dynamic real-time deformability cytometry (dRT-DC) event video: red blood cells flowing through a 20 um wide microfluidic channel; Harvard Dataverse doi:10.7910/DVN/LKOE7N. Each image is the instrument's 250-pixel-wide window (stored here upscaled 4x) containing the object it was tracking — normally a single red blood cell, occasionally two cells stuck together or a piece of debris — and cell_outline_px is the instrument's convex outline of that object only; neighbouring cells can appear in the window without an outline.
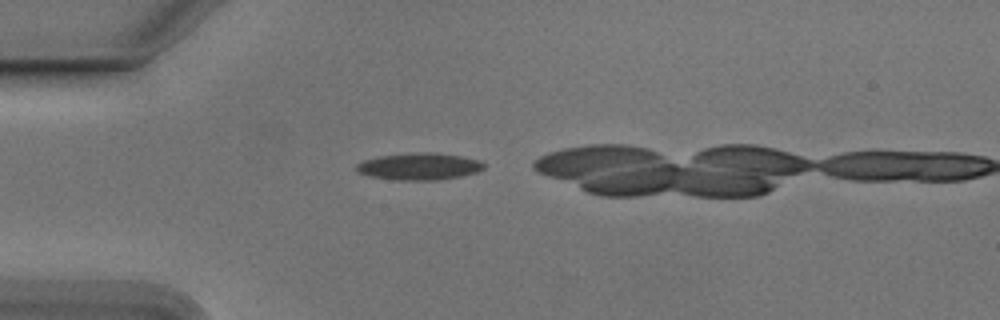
{"species": "Egyptian fruit bat (a non-hibernating species)", "species_latin": "Rousettus aegyptiacus", "temperature_condition": "cold", "stored_images_in_passage": 11, "camera_frame_rate_fps": 3000, "um_per_image_px": 0.085, "animal": {"sex": "male"}, "frame": {"image": 1, "passage_image": 2, "time_ms": 0.333, "image_size_px": [1000, 320], "cell_outline_px": [[484, 168], [476, 172], [460, 176], [440, 180], [396, 180], [372, 176], [356, 172], [356, 164], [364, 160], [380, 156], [424, 152], [436, 152], [460, 156], [480, 160], [484, 164]], "centroid_in_image_um": [35.64, 14.15], "position_along_channel_um": 49.4, "area_um2": 19.88}}
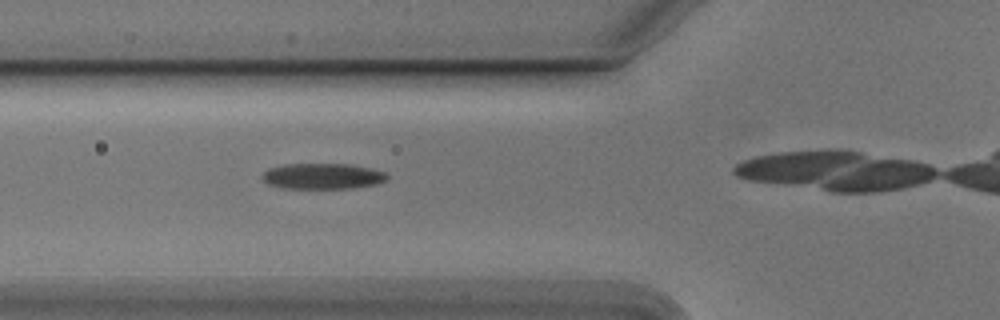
{"frame": {"image": 2, "passage_image": 7, "time_ms": 2.0, "image_size_px": [1000, 320], "cell_outline_px": [[388, 180], [376, 184], [352, 188], [280, 188], [268, 184], [260, 176], [268, 168], [284, 164], [352, 164], [372, 168], [384, 172], [388, 176]], "centroid_in_image_um": [27.42, 14.97], "position_along_channel_um": 98.4, "area_um2": 18.9}}